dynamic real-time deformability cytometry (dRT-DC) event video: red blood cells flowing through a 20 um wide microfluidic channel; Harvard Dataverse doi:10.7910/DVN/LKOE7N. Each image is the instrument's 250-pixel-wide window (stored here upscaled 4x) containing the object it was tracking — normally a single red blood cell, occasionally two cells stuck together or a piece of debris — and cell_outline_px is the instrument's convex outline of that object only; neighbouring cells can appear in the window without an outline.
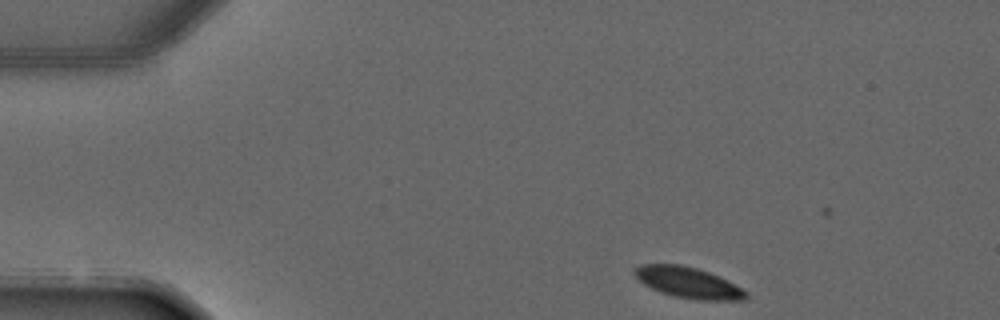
{"species": "common noctule bat (a hibernating species)", "species_latin": "Nyctalus noctula", "temperature_condition": "warm", "stored_images_in_passage": 4, "camera_frame_rate_fps": 3000, "um_per_image_px": 0.085, "animal": {"sex": "male", "forearm_length_mm": 52.5}, "frame": {"image": 1, "passage_image": 1, "time_ms": 0.0, "image_size_px": [1000, 320], "cell_outline_px": [[748, 300], [696, 300], [672, 296], [660, 292], [644, 284], [636, 276], [636, 268], [640, 264], [680, 264], [696, 268], [708, 272], [744, 288], [748, 292]], "centroid_in_image_um": [58.56, 24.04], "position_along_channel_um": 26.4, "area_um2": 20.0}}
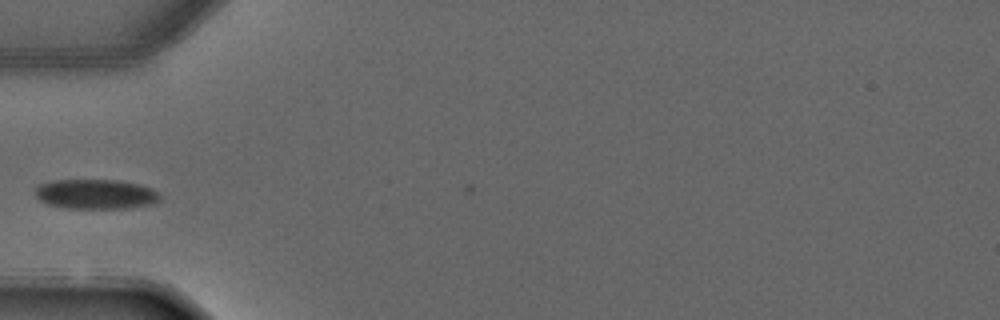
{"frame": {"image": 2, "passage_image": 3, "time_ms": 2.667, "image_size_px": [1000, 320], "cell_outline_px": [[160, 200], [152, 204], [132, 208], [68, 208], [48, 204], [40, 200], [32, 192], [40, 184], [52, 180], [116, 180], [136, 184], [152, 188], [160, 196]], "centroid_in_image_um": [8.11, 16.5], "position_along_channel_um": 76.9, "area_um2": 21.62}}